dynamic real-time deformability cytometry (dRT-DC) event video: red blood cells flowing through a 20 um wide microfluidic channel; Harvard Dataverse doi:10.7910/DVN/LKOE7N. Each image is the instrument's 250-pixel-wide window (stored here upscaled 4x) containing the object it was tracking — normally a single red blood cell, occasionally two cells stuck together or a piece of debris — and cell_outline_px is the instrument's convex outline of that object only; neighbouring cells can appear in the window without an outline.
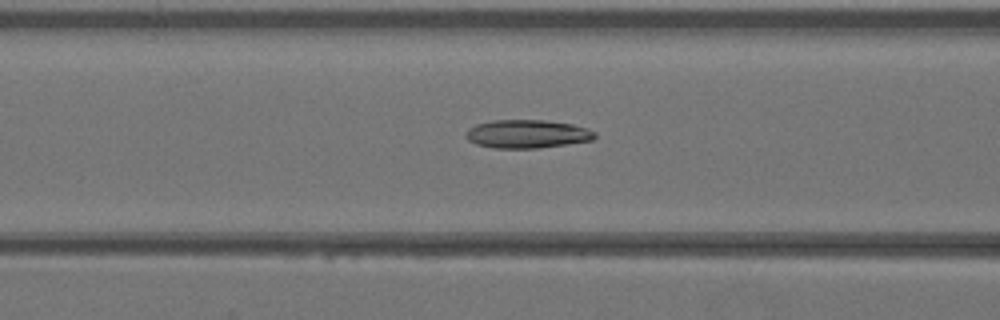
{"species": "Egyptian fruit bat (a non-hibernating species)", "species_latin": "Rousettus aegyptiacus", "temperature_condition": "warm", "stored_images_in_passage": 41, "camera_frame_rate_fps": 3000, "um_per_image_px": 0.085, "animal": {"sex": "female"}, "frame": {"image": 1, "passage_image": 17, "time_ms": 5.333, "image_size_px": [1000, 320], "cell_outline_px": [[596, 136], [592, 140], [536, 148], [492, 148], [476, 144], [468, 140], [464, 136], [468, 128], [476, 124], [492, 120], [544, 120], [572, 124], [588, 128], [596, 132]], "centroid_in_image_um": [44.77, 11.38], "position_along_channel_um": 121.8, "area_um2": 21.33}}
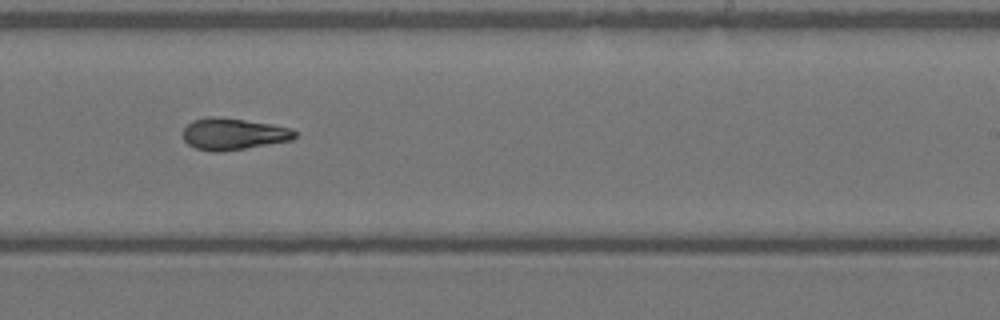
{"frame": {"image": 2, "passage_image": 26, "time_ms": 8.333, "image_size_px": [1000, 320], "cell_outline_px": [[296, 136], [292, 140], [244, 148], [216, 152], [212, 152], [196, 148], [188, 144], [184, 140], [184, 128], [192, 120], [208, 116], [216, 116], [272, 124], [292, 128], [296, 132]], "centroid_in_image_um": [19.83, 11.37], "position_along_channel_um": 269.2, "area_um2": 20.52}}
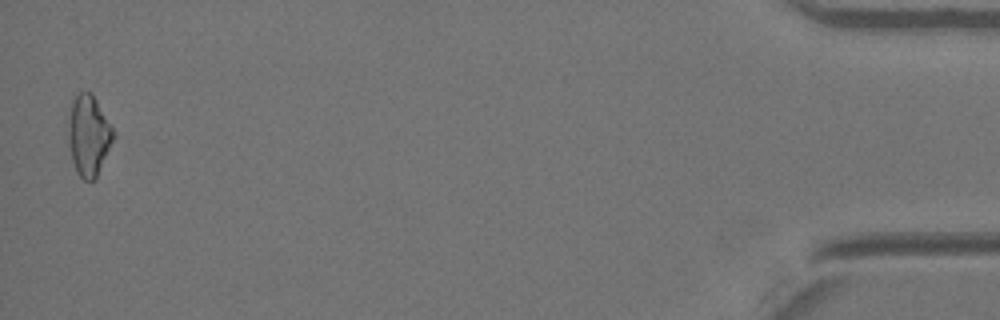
{"frame": {"image": 3, "passage_image": 41, "time_ms": 13.333, "image_size_px": [1000, 320], "cell_outline_px": [[116, 136], [96, 176], [92, 180], [84, 180], [76, 172], [72, 160], [68, 140], [68, 128], [72, 100], [80, 92], [92, 92], [112, 124], [116, 132]], "centroid_in_image_um": [7.56, 11.48], "position_along_channel_um": 427.6, "area_um2": 21.27}}